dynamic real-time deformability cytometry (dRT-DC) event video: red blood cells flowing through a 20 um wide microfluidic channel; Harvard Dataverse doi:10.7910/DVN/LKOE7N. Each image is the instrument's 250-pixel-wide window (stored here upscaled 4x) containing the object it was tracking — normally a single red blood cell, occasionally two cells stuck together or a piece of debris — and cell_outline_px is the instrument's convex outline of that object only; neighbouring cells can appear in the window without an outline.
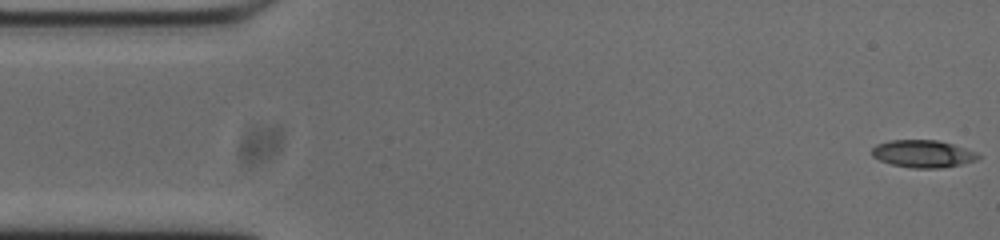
{"species": "common noctule bat (a hibernating species)", "species_latin": "Nyctalus noctula", "temperature_condition": "cold", "stored_images_in_passage": 53, "camera_frame_rate_fps": 3000, "um_per_image_px": 0.085, "animal": {"sex": "male", "body_mass_g": 20.0, "forearm_length_mm": 53.3}, "frame": {"image": 1, "passage_image": 1, "time_ms": 0.0, "image_size_px": [1000, 240], "cell_outline_px": [[980, 156], [976, 160], [960, 164], [940, 168], [912, 168], [892, 164], [880, 160], [872, 156], [872, 148], [876, 144], [892, 140], [936, 140], [952, 144], [976, 152]], "centroid_in_image_um": [78.42, 13.07], "position_along_channel_um": 6.6, "area_um2": 16.76}}
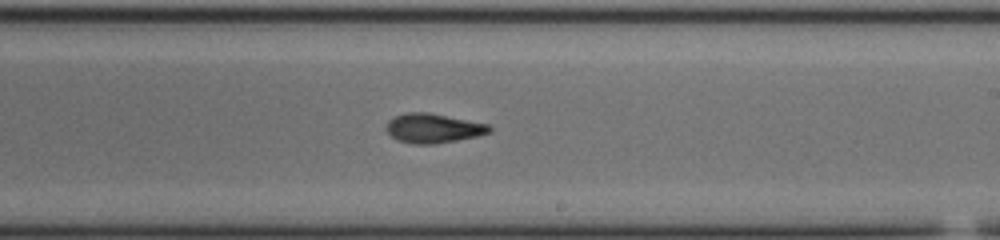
{"frame": {"image": 2, "passage_image": 30, "time_ms": 9.667, "image_size_px": [1000, 240], "cell_outline_px": [[492, 132], [476, 136], [436, 144], [412, 144], [396, 140], [384, 128], [388, 120], [404, 112], [428, 112], [488, 124], [492, 128]], "centroid_in_image_um": [36.79, 10.9], "position_along_channel_um": 252.2, "area_um2": 17.74}}
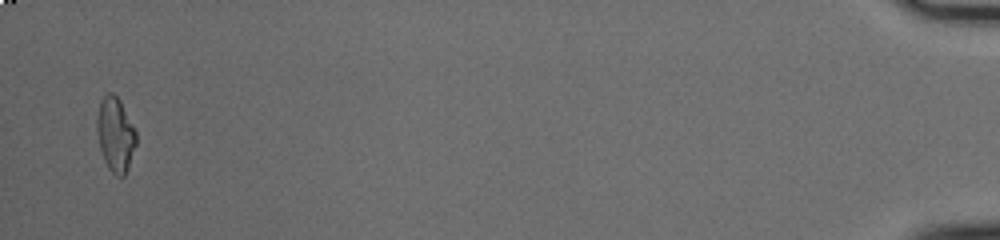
{"frame": {"image": 3, "passage_image": 52, "time_ms": 17.0, "image_size_px": [1000, 240], "cell_outline_px": [[136, 144], [128, 168], [124, 176], [116, 176], [108, 168], [104, 160], [100, 148], [96, 132], [96, 120], [100, 100], [108, 92], [112, 92], [120, 100], [136, 132]], "centroid_in_image_um": [9.79, 11.43], "position_along_channel_um": 425.4, "area_um2": 16.99}, "authors_computed_cell_mechanics": {"area_um2": 17.1666, "velocity_mm_per_s": 3.7491, "shape_relaxation_time_tau1_ms": 6.8254, "shape_relaxation_time_tau2_ms": 3.1903, "deformation_change_tau1": 0.213, "deformation_change_tau2": 0.1069}}